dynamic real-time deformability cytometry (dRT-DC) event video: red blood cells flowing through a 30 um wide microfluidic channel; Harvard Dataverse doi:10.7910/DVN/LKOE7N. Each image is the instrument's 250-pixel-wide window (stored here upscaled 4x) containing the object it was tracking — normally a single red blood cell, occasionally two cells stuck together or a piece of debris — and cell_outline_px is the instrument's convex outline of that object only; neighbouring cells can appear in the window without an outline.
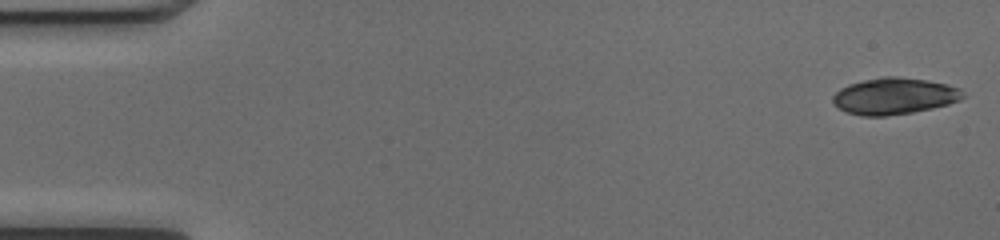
{"species": "common noctule bat (a hibernating species)", "species_latin": "Nyctalus noctula", "temperature_condition": "cold", "stored_images_in_passage": 18, "camera_frame_rate_fps": 3000, "um_per_image_px": 0.085, "animal": {"sex": "female", "body_mass_g": 17.0, "forearm_length_mm": 48.0}, "frame": {"image": 1, "passage_image": 1, "time_ms": 0.0, "image_size_px": [1000, 240], "cell_outline_px": [[968, 96], [960, 100], [948, 104], [932, 108], [912, 112], [884, 116], [860, 116], [844, 112], [836, 108], [832, 104], [832, 96], [840, 88], [848, 84], [864, 80], [884, 76], [896, 76], [928, 80], [948, 84], [960, 88]], "centroid_in_image_um": [76.0, 8.17], "position_along_channel_um": 9.0, "area_um2": 28.15}}
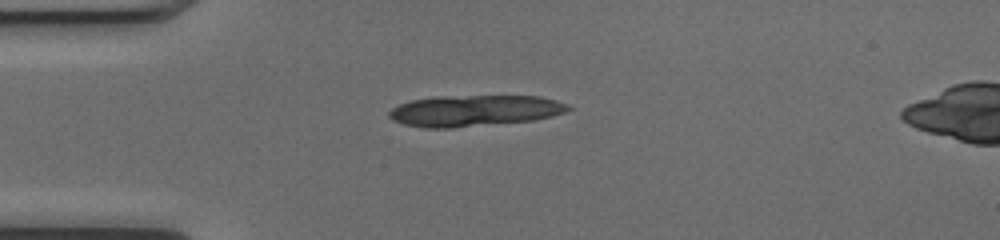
{"frame": {"image": 2, "passage_image": 13, "time_ms": 4.0, "image_size_px": [1000, 240], "cell_outline_px": [[572, 108], [564, 112], [552, 116], [532, 120], [452, 128], [424, 128], [404, 124], [392, 120], [388, 116], [388, 112], [392, 108], [400, 104], [412, 100], [436, 96], [540, 96], [556, 100], [568, 104]], "centroid_in_image_um": [40.31, 9.41], "position_along_channel_um": 44.7, "area_um2": 32.54}}